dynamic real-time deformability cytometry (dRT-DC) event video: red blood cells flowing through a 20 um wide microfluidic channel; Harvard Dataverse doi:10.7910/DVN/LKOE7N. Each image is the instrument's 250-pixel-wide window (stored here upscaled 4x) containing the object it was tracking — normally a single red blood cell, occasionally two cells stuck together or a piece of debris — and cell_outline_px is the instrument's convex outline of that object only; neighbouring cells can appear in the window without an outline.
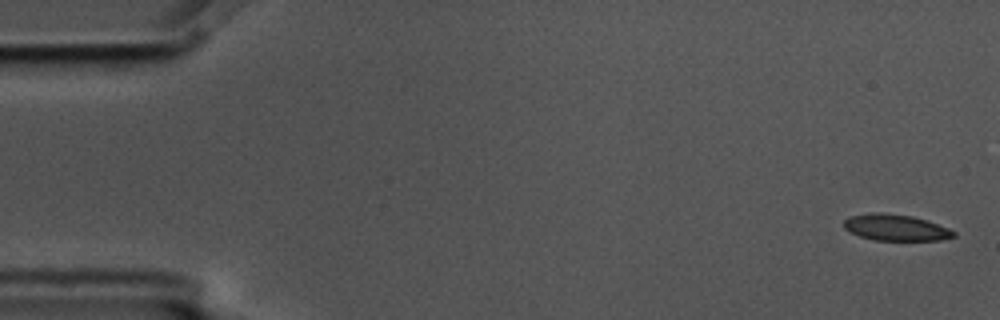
{"species": "common noctule bat (a hibernating species)", "species_latin": "Nyctalus noctula", "temperature_condition": "cold", "stored_images_in_passage": 6, "camera_frame_rate_fps": 3000, "um_per_image_px": 0.085, "animal": {"sex": "male", "body_mass_g": 17.5, "forearm_length_mm": 52.3}, "frame": {"image": 1, "passage_image": 1, "time_ms": 0.0, "image_size_px": [1000, 320], "cell_outline_px": [[956, 236], [940, 240], [872, 240], [860, 236], [844, 228], [844, 220], [848, 216], [872, 212], [880, 212], [912, 216], [928, 220], [948, 228], [956, 232]], "centroid_in_image_um": [76.14, 19.33], "position_along_channel_um": 8.9, "area_um2": 16.88}}
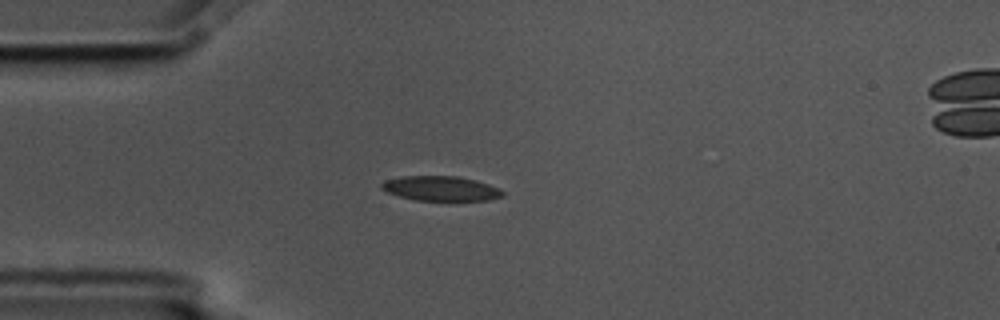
{"frame": {"image": 2, "passage_image": 5, "time_ms": 1.333, "image_size_px": [1000, 320], "cell_outline_px": [[504, 196], [488, 200], [416, 200], [400, 196], [388, 192], [380, 188], [380, 184], [384, 180], [404, 176], [456, 176], [476, 180], [500, 188], [504, 192]], "centroid_in_image_um": [37.48, 16.01], "position_along_channel_um": 47.5, "area_um2": 17.4}}